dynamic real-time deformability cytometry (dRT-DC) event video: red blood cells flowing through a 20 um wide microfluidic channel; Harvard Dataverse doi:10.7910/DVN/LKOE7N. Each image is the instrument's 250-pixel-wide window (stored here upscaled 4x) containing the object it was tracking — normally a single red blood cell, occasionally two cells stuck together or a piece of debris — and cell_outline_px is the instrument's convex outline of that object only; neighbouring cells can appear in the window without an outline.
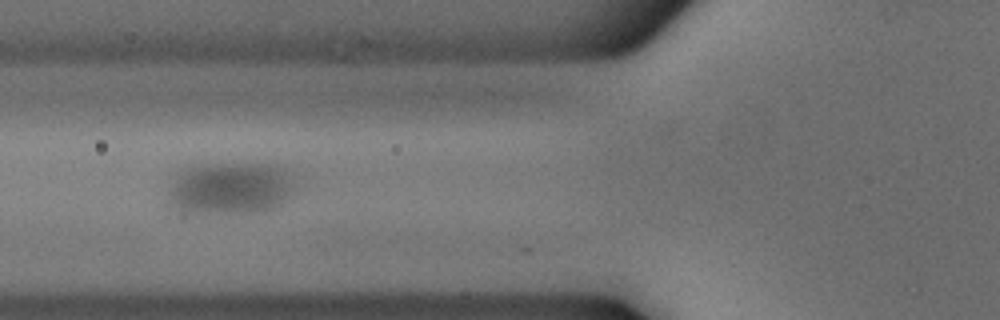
{"species": "common noctule bat (a hibernating species)", "species_latin": "Nyctalus noctula", "temperature_condition": "cold", "stored_images_in_passage": 41, "camera_frame_rate_fps": 3000, "um_per_image_px": 0.085, "animal": {"sex": "male", "body_mass_g": 18.8}, "frame": {"image": 1, "passage_image": 8, "time_ms": 2.333, "image_size_px": [1000, 320], "cell_outline_px": [[292, 188], [288, 196], [280, 204], [272, 208], [260, 212], [192, 212], [176, 208], [164, 204], [168, 188], [176, 176], [184, 168], [192, 164], [276, 164], [284, 172], [292, 184]], "centroid_in_image_um": [19.43, 15.99], "position_along_channel_um": 106.4, "area_um2": 38.26}}
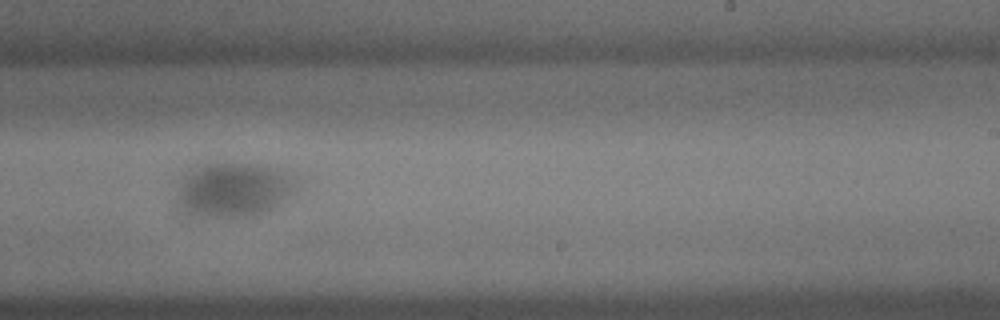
{"frame": {"image": 2, "passage_image": 21, "time_ms": 6.667, "image_size_px": [1000, 320], "cell_outline_px": [[296, 184], [292, 192], [284, 200], [268, 212], [244, 216], [196, 216], [184, 212], [176, 204], [176, 196], [180, 184], [184, 176], [200, 164], [260, 164], [276, 168], [292, 176], [296, 180]], "centroid_in_image_um": [19.82, 16.13], "position_along_channel_um": 269.2, "area_um2": 37.51}}
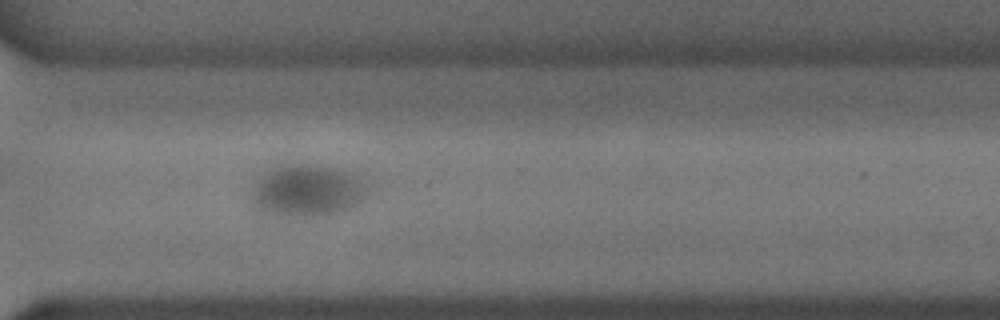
{"frame": {"image": 3, "passage_image": 27, "time_ms": 8.667, "image_size_px": [1000, 320], "cell_outline_px": [[372, 184], [368, 192], [356, 204], [332, 216], [280, 216], [264, 212], [252, 200], [252, 192], [256, 180], [264, 172], [276, 164], [316, 164], [336, 168], [364, 176]], "centroid_in_image_um": [26.19, 16.17], "position_along_channel_um": 344.4, "area_um2": 36.07}}